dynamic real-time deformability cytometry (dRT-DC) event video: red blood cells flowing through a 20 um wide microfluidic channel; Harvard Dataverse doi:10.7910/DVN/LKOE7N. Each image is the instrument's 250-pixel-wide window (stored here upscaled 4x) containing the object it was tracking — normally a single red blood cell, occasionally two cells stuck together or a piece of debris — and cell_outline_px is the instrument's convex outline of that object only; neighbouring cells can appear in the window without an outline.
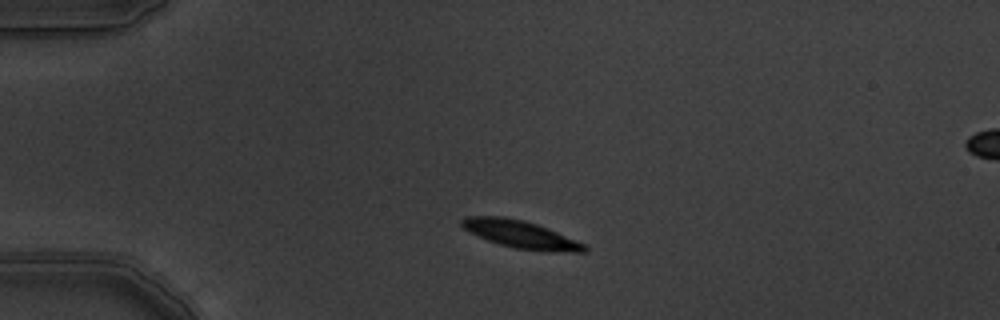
{"species": "common noctule bat (a hibernating species)", "species_latin": "Nyctalus noctula", "temperature_condition": "warm", "stored_images_in_passage": 3, "segment_of_instrument_passage": [1, 2], "camera_frame_rate_fps": 3000, "um_per_image_px": 0.085, "animal": {"sex": "male", "body_mass_g": 19.5, "forearm_length_mm": 54.6}, "frame": {"image": 1, "passage_image": 1, "time_ms": 0.0, "image_size_px": [1000, 320], "cell_outline_px": [[588, 252], [548, 252], [516, 248], [500, 244], [488, 240], [468, 232], [460, 224], [460, 220], [464, 216], [504, 216], [524, 220], [548, 228], [584, 244], [588, 248]], "centroid_in_image_um": [44.24, 19.92], "position_along_channel_um": 40.8, "area_um2": 19.77}}